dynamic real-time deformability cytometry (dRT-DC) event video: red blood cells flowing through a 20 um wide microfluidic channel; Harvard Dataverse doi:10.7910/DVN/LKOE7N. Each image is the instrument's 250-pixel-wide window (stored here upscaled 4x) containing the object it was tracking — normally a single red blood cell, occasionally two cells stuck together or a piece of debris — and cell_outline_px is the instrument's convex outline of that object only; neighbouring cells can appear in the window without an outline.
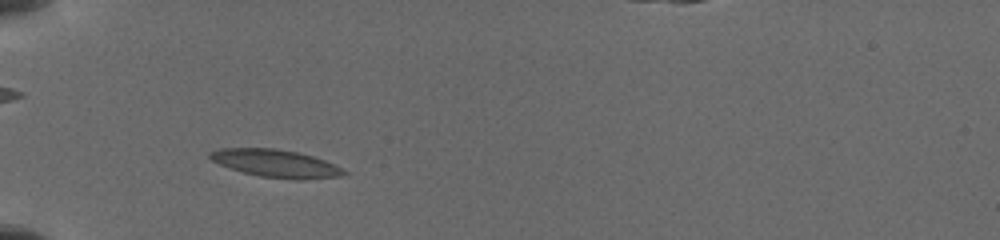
{"species": "common noctule bat (a hibernating species)", "species_latin": "Nyctalus noctula", "temperature_condition": "cold", "stored_images_in_passage": 27, "camera_frame_rate_fps": 3000, "um_per_image_px": 0.085, "animal": {"sex": "female", "body_mass_g": 19.5, "forearm_length_mm": 54.1}, "frame": {"image": 1, "passage_image": 3, "time_ms": 1.333, "image_size_px": [1000, 240], "cell_outline_px": [[348, 172], [340, 176], [300, 180], [296, 180], [260, 176], [244, 172], [220, 164], [212, 160], [208, 156], [208, 152], [220, 148], [276, 148], [296, 152], [312, 156], [324, 160]], "centroid_in_image_um": [23.42, 13.88], "position_along_channel_um": 61.6, "area_um2": 21.33}}
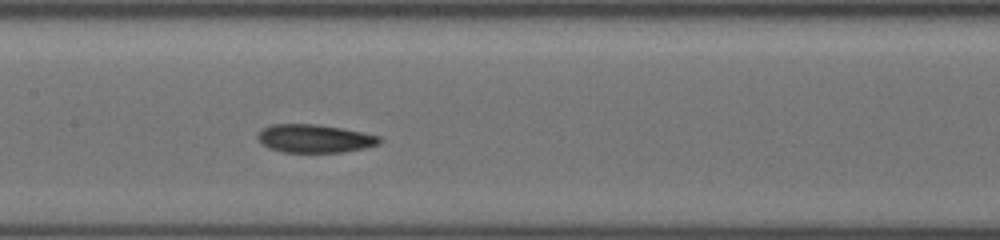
{"frame": {"image": 2, "passage_image": 11, "time_ms": 4.667, "image_size_px": [1000, 240], "cell_outline_px": [[384, 140], [380, 144], [364, 148], [340, 152], [284, 152], [268, 148], [256, 136], [264, 128], [272, 124], [316, 124], [340, 128], [380, 136]], "centroid_in_image_um": [26.77, 11.78], "position_along_channel_um": 180.6, "area_um2": 19.83}}
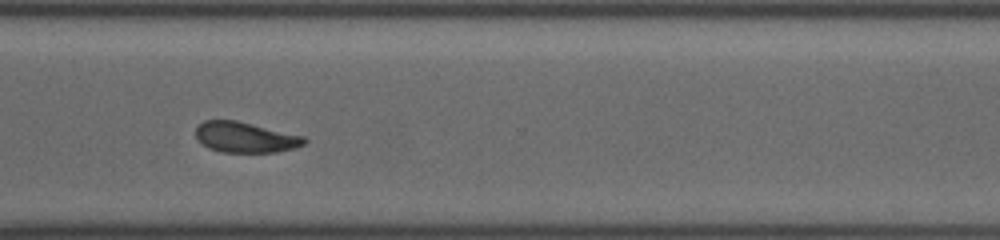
{"frame": {"image": 3, "passage_image": 21, "time_ms": 9.0, "image_size_px": [1000, 240], "cell_outline_px": [[308, 140], [304, 144], [296, 148], [276, 152], [220, 152], [208, 148], [196, 136], [196, 128], [204, 120], [236, 120], [304, 136]], "centroid_in_image_um": [20.88, 11.67], "position_along_channel_um": 349.7, "area_um2": 19.25}}